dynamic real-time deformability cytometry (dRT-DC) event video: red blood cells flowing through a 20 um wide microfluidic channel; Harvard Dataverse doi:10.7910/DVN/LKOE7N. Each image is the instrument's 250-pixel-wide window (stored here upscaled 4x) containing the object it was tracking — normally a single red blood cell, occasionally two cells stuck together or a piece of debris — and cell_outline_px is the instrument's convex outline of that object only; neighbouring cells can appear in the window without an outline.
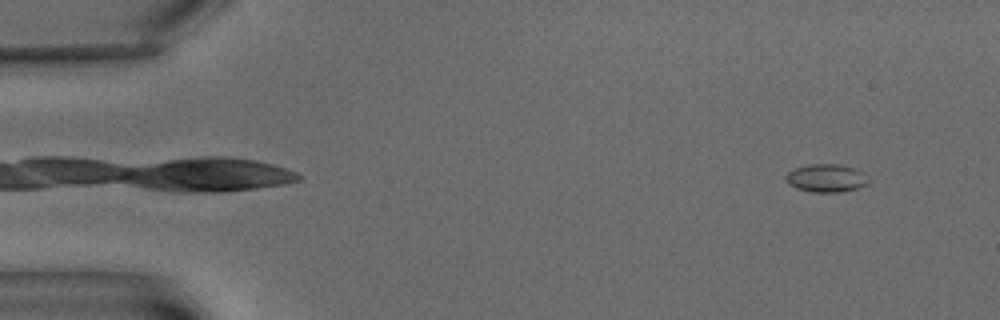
{"species": "common noctule bat (a hibernating species)", "species_latin": "Nyctalus noctula", "temperature_condition": "warm", "stored_images_in_passage": 8, "camera_frame_rate_fps": 3000, "um_per_image_px": 0.085, "animal": {"sex": "male", "body_mass_g": 15.6}, "frame": {"image": 1, "passage_image": 1, "time_ms": 0.0, "image_size_px": [1000, 320], "cell_outline_px": [[868, 184], [860, 188], [840, 192], [812, 192], [796, 188], [788, 184], [784, 176], [788, 172], [796, 168], [808, 164], [836, 164], [856, 168], [864, 172], [868, 176]], "centroid_in_image_um": [70.26, 15.14], "position_along_channel_um": 14.7, "area_um2": 13.7}}
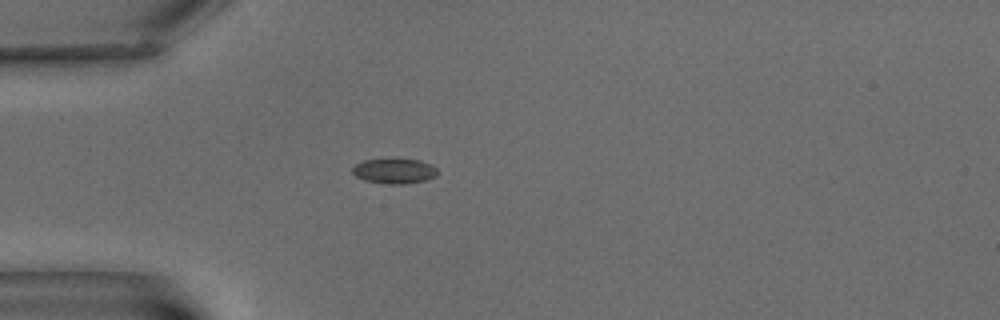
{"frame": {"image": 2, "passage_image": 5, "time_ms": 4.667, "image_size_px": [1000, 320], "cell_outline_px": [[440, 172], [436, 176], [424, 180], [408, 184], [388, 184], [364, 180], [356, 176], [352, 172], [352, 168], [356, 164], [364, 160], [392, 156], [396, 156], [420, 160], [432, 164]], "centroid_in_image_um": [33.54, 14.48], "position_along_channel_um": 51.5, "area_um2": 13.18}}
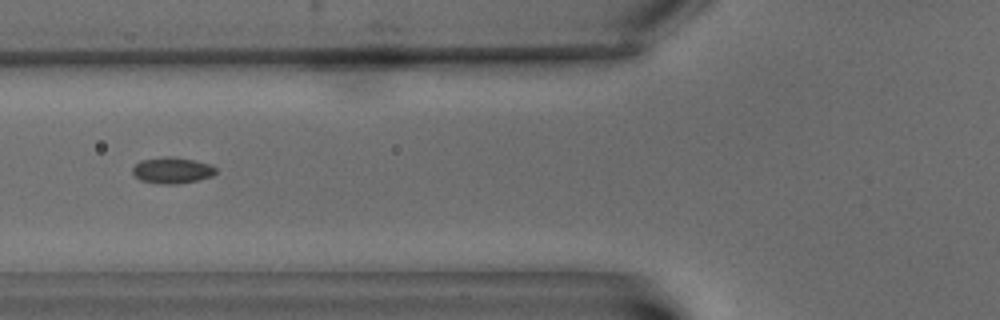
{"frame": {"image": 3, "passage_image": 7, "time_ms": 7.0, "image_size_px": [1000, 320], "cell_outline_px": [[216, 172], [212, 176], [196, 180], [176, 184], [164, 184], [140, 180], [132, 172], [132, 168], [140, 160], [164, 156], [168, 156], [192, 160], [212, 164], [216, 168]], "centroid_in_image_um": [14.63, 14.47], "position_along_channel_um": 111.2, "area_um2": 12.6}}